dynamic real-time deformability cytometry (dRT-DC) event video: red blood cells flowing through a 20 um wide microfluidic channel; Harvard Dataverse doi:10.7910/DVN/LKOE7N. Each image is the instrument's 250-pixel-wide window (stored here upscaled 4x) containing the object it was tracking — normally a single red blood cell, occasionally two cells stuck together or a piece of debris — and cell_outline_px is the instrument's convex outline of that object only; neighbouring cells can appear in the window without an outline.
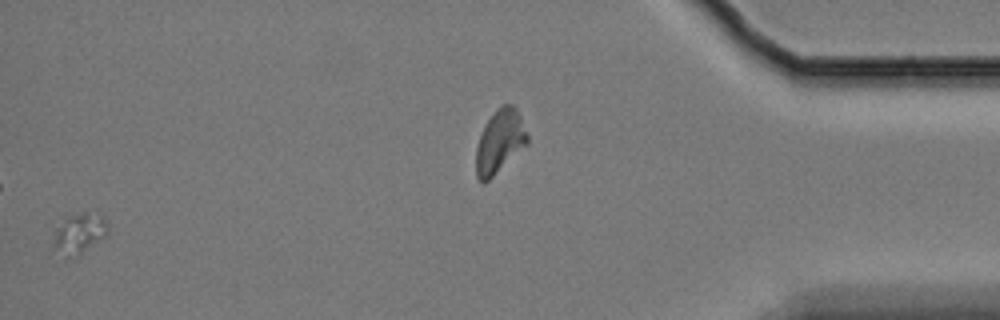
{"species": "Egyptian fruit bat (a non-hibernating species)", "species_latin": "Rousettus aegyptiacus", "temperature_condition": "cold", "stored_images_in_passage": 57, "segment_of_instrument_passage": [1, 2], "camera_frame_rate_fps": 3000, "um_per_image_px": 0.085, "animal": {"sex": "female"}, "frame": {"image": 1, "passage_image": 56, "time_ms": 18.333, "image_size_px": [1000, 320], "cell_outline_px": [[108, 236], [80, 256], [68, 256], [52, 248], [56, 232], [64, 220], [68, 216], [84, 212], [104, 216], [108, 228]], "centroid_in_image_um": [6.81, 19.87], "position_along_channel_um": 428.4, "area_um2": 12.72}}